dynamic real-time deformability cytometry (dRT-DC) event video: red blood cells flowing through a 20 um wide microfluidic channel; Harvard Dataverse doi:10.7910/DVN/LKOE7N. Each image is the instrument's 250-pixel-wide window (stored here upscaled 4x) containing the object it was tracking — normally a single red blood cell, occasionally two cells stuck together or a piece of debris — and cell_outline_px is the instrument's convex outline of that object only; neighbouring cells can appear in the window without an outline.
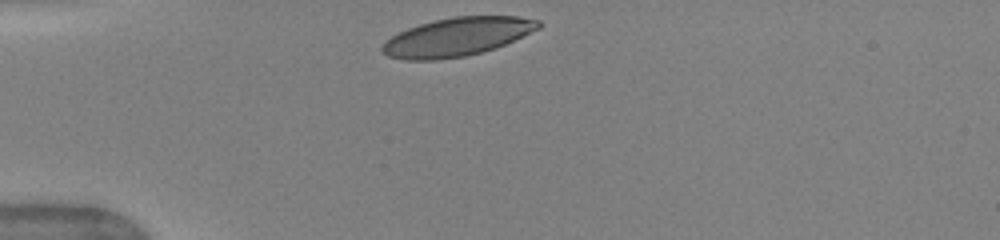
{"species": "human", "species_latin": "Homo sapiens", "temperature_condition": "warm", "stored_images_in_passage": 31, "camera_frame_rate_fps": 3000, "um_per_image_px": 0.085, "donor": {"sex": "female"}, "frame": {"image": 1, "passage_image": 1, "time_ms": 0.0, "image_size_px": [1000, 240], "cell_outline_px": [[540, 28], [496, 48], [464, 56], [436, 60], [404, 60], [388, 56], [380, 52], [380, 48], [392, 36], [408, 28], [420, 24], [436, 20], [456, 16], [520, 16], [540, 20]], "centroid_in_image_um": [38.86, 3.13], "position_along_channel_um": 46.1, "area_um2": 34.8}}
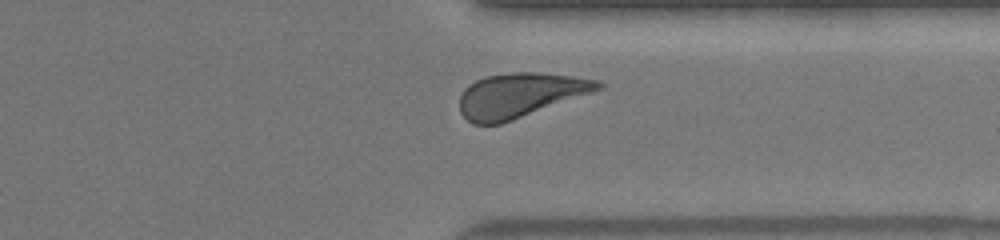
{"frame": {"image": 2, "passage_image": 27, "time_ms": 8.667, "image_size_px": [1000, 240], "cell_outline_px": [[604, 88], [500, 124], [472, 124], [460, 112], [460, 96], [464, 88], [468, 84], [484, 76], [512, 72], [540, 72], [572, 76], [596, 80], [604, 84]], "centroid_in_image_um": [44.17, 8.08], "position_along_channel_um": 367.2, "area_um2": 35.66}, "authors_computed_cell_mechanics": {"area_um2": 35.9516, "velocity_mm_per_s": 4.0194, "shape_relaxation_time_tau1_ms": 2.5438, "shape_relaxation_time_tau2_ms": 0.7941, "deformation_change_tau1": 0.1176, "deformation_change_tau2": 0.0688}}